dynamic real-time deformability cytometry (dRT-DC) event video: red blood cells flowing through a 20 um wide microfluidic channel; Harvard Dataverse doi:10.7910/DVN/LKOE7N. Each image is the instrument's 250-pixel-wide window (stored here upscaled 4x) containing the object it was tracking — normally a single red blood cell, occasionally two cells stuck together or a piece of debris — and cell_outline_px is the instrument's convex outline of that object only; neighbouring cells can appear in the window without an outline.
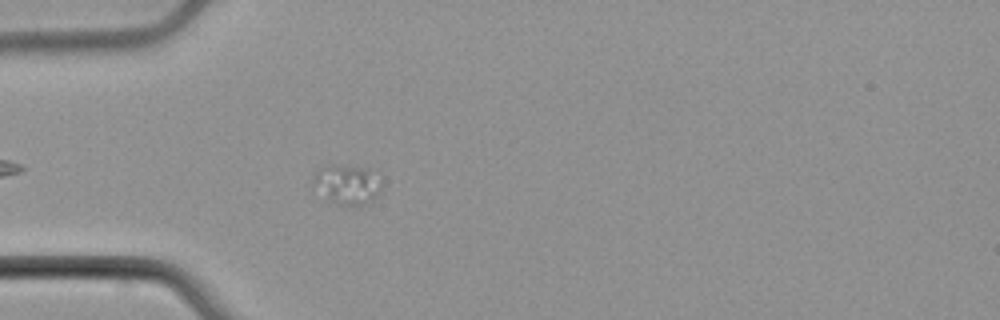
{"species": "common noctule bat (a hibernating species)", "species_latin": "Nyctalus noctula", "temperature_condition": "cold", "stored_images_in_passage": 5, "camera_frame_rate_fps": 3000, "um_per_image_px": 0.085, "animal": {"sex": "male", "body_mass_g": 21.5, "forearm_length_mm": 52.0}, "frame": {"image": 1, "passage_image": 5, "time_ms": 5.0, "image_size_px": [1000, 320], "cell_outline_px": [[380, 192], [372, 200], [360, 208], [340, 204], [332, 200], [312, 180], [312, 172], [332, 164], [364, 168], [380, 184]], "centroid_in_image_um": [29.5, 15.7], "position_along_channel_um": 55.5, "area_um2": 14.91}}